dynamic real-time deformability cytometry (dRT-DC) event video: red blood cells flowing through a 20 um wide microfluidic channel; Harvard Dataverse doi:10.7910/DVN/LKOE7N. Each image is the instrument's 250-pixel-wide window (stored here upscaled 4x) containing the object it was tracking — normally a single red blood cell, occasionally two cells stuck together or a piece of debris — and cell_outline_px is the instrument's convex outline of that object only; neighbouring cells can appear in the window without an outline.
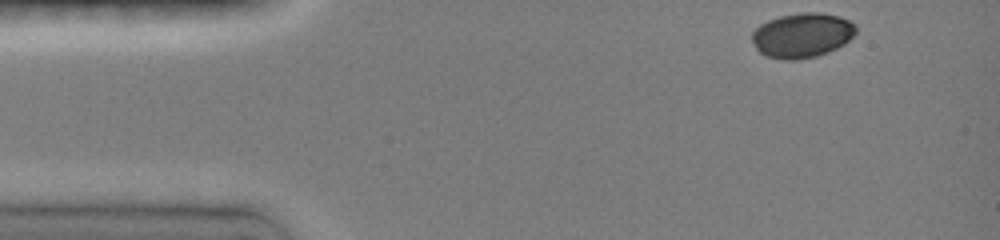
{"species": "common noctule bat (a hibernating species)", "species_latin": "Nyctalus noctula", "temperature_condition": "room temperature", "stored_images_in_passage": 26, "camera_frame_rate_fps": 3000, "um_per_image_px": 0.085, "animal": {"sex": "female", "body_mass_g": 19.0, "forearm_length_mm": 51.5}, "frame": {"image": 1, "passage_image": 1, "time_ms": 0.0, "image_size_px": [1000, 240], "cell_outline_px": [[856, 32], [844, 44], [828, 52], [816, 56], [800, 60], [784, 60], [764, 56], [756, 48], [752, 40], [752, 32], [760, 24], [768, 20], [780, 16], [800, 12], [820, 12], [840, 16], [856, 24]], "centroid_in_image_um": [68.17, 3.0], "position_along_channel_um": 16.8, "area_um2": 27.28}}
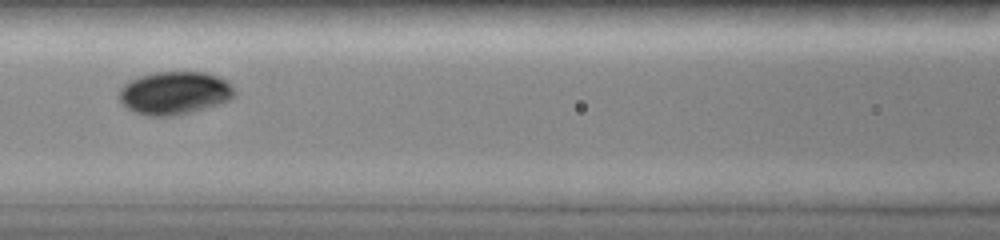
{"frame": {"image": 2, "passage_image": 12, "time_ms": 5.333, "image_size_px": [1000, 240], "cell_outline_px": [[236, 92], [228, 100], [220, 104], [192, 112], [172, 116], [148, 116], [136, 112], [128, 108], [120, 100], [120, 88], [128, 80], [140, 76], [156, 72], [208, 72], [220, 76], [232, 84]], "centroid_in_image_um": [14.87, 7.89], "position_along_channel_um": 151.7, "area_um2": 29.02}}
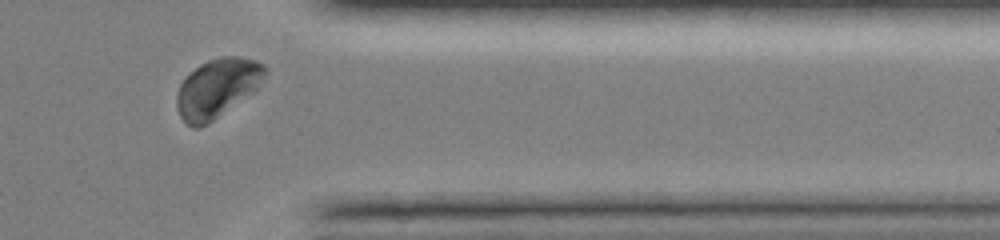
{"frame": {"image": 3, "passage_image": 24, "time_ms": 11.333, "image_size_px": [1000, 240], "cell_outline_px": [[268, 72], [256, 88], [252, 92], [208, 124], [200, 128], [192, 128], [180, 116], [176, 108], [176, 92], [180, 84], [200, 64], [208, 60], [224, 56], [236, 56], [256, 60], [264, 64], [268, 68]], "centroid_in_image_um": [18.46, 7.49], "position_along_channel_um": 392.9, "area_um2": 30.11}, "authors_computed_cell_mechanics": {"area_um2": 28.4665, "velocity_mm_per_s": 4.0522, "shape_relaxation_time_tau1_ms": 1.5419, "shape_relaxation_time_tau2_ms": null, "deformation_change_tau1": 0.0672, "deformation_change_tau2": null}}